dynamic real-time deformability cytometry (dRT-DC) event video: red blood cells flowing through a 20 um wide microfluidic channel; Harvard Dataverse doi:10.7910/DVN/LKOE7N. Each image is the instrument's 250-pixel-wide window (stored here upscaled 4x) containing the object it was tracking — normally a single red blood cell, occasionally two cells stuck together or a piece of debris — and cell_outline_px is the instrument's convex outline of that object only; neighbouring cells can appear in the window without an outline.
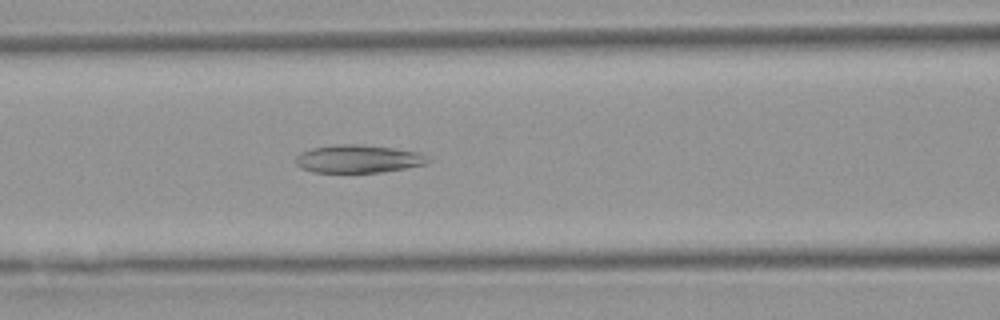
{"species": "Egyptian fruit bat (a non-hibernating species)", "species_latin": "Rousettus aegyptiacus", "temperature_condition": "warm", "stored_images_in_passage": 51, "camera_frame_rate_fps": 3000, "um_per_image_px": 0.085, "animal": {"sex": "female"}, "frame": {"image": 1, "passage_image": 21, "time_ms": 6.667, "image_size_px": [1000, 320], "cell_outline_px": [[432, 160], [428, 164], [384, 172], [312, 172], [300, 168], [296, 164], [296, 156], [300, 152], [312, 148], [336, 144], [360, 144], [392, 148], [420, 152]], "centroid_in_image_um": [30.47, 13.5], "position_along_channel_um": 136.1, "area_um2": 21.73}}
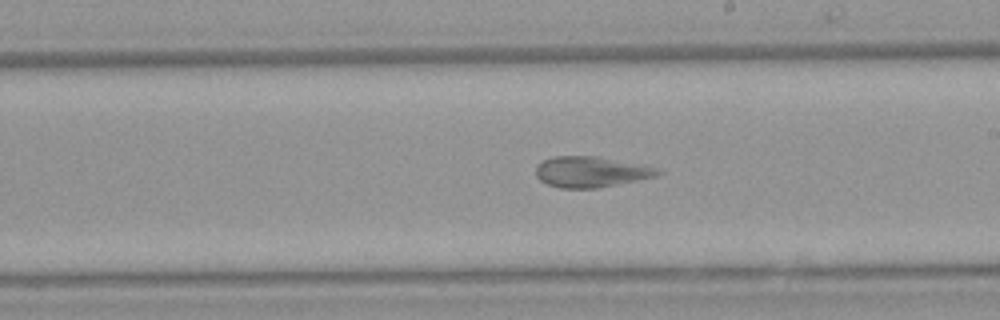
{"frame": {"image": 2, "passage_image": 29, "time_ms": 9.333, "image_size_px": [1000, 320], "cell_outline_px": [[664, 172], [656, 176], [600, 188], [560, 188], [548, 184], [540, 180], [536, 176], [536, 168], [544, 160], [552, 156], [600, 156], [660, 168]], "centroid_in_image_um": [50.27, 14.6], "position_along_channel_um": 238.7, "area_um2": 21.96}}
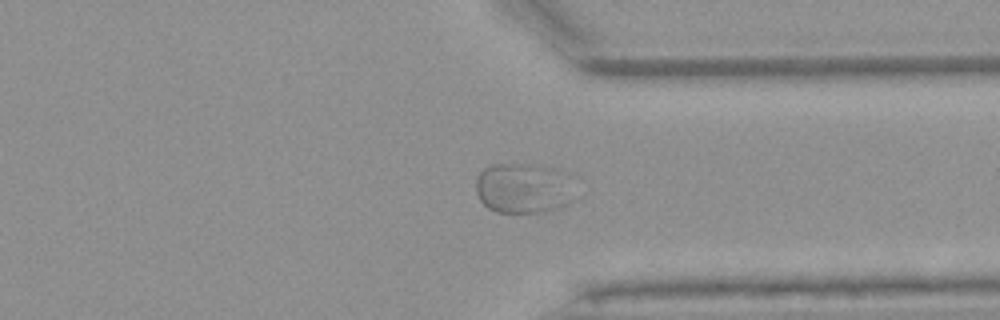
{"frame": {"image": 3, "passage_image": 39, "time_ms": 12.667, "image_size_px": [1000, 320], "cell_outline_px": [[572, 200], [568, 204], [556, 208], [540, 212], [496, 212], [488, 208], [480, 200], [476, 192], [476, 180], [480, 172], [484, 168], [492, 164], [540, 164], [556, 168], [564, 172]], "centroid_in_image_um": [44.41, 15.98], "position_along_channel_um": 367.0, "area_um2": 28.73}}